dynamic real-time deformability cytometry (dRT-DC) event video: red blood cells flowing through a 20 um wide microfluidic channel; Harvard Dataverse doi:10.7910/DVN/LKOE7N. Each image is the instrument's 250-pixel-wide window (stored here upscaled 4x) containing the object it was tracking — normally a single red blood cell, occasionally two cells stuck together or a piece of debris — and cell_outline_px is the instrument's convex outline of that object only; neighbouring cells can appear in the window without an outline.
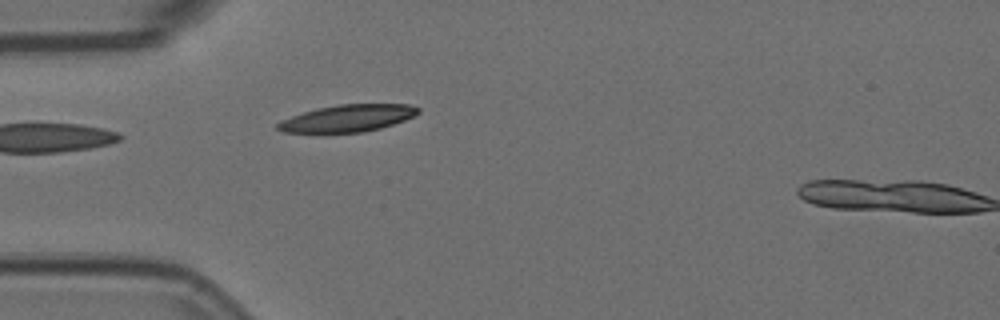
{"species": "Egyptian fruit bat (a non-hibernating species)", "species_latin": "Rousettus aegyptiacus", "temperature_condition": "room temperature", "stored_images_in_passage": 5, "camera_frame_rate_fps": 3000, "um_per_image_px": 0.085, "animal": {"sex": "female"}, "frame": {"image": 1, "passage_image": 4, "time_ms": 1.0, "image_size_px": [1000, 320], "cell_outline_px": [[420, 112], [404, 120], [380, 128], [360, 132], [284, 132], [276, 128], [276, 124], [280, 120], [316, 108], [340, 104], [408, 104], [420, 108]], "centroid_in_image_um": [29.54, 10.04], "position_along_channel_um": 55.5, "area_um2": 21.85}}